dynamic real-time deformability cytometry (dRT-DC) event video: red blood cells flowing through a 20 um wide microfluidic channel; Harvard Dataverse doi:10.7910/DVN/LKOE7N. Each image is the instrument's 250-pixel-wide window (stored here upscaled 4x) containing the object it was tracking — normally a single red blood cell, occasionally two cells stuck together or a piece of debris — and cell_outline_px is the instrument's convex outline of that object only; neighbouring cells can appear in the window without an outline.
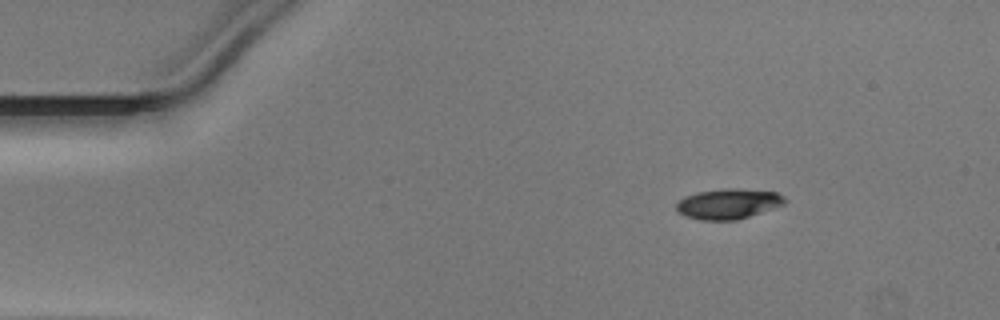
{"species": "Egyptian fruit bat (a non-hibernating species)", "species_latin": "Rousettus aegyptiacus", "temperature_condition": "warm", "stored_images_in_passage": 44, "camera_frame_rate_fps": 3000, "um_per_image_px": 0.085, "animal": {"sex": "male"}, "frame": {"image": 1, "passage_image": 1, "time_ms": 0.0, "image_size_px": [1000, 320], "cell_outline_px": [[788, 200], [784, 204], [736, 220], [700, 220], [684, 216], [676, 212], [676, 204], [684, 196], [696, 192], [724, 188], [736, 188], [776, 192], [784, 196]], "centroid_in_image_um": [61.86, 17.32], "position_along_channel_um": 23.1, "area_um2": 19.19}}
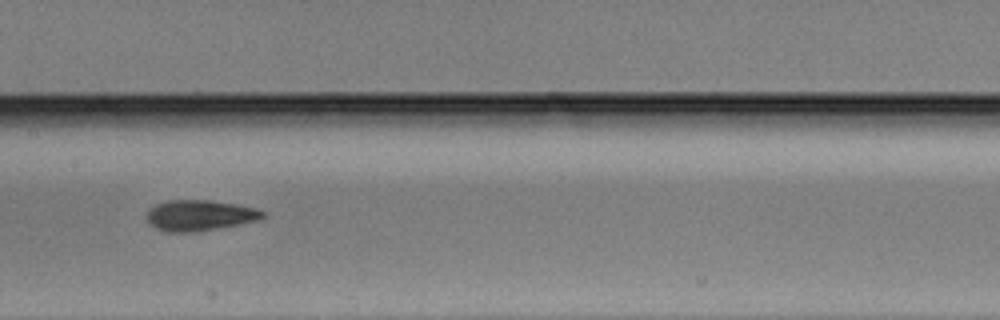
{"frame": {"image": 2, "passage_image": 19, "time_ms": 6.0, "image_size_px": [1000, 320], "cell_outline_px": [[264, 216], [260, 220], [240, 224], [196, 232], [168, 232], [156, 228], [148, 220], [148, 212], [156, 204], [168, 200], [208, 200], [236, 204], [256, 208], [264, 212]], "centroid_in_image_um": [17.01, 18.31], "position_along_channel_um": 190.4, "area_um2": 20.58}}
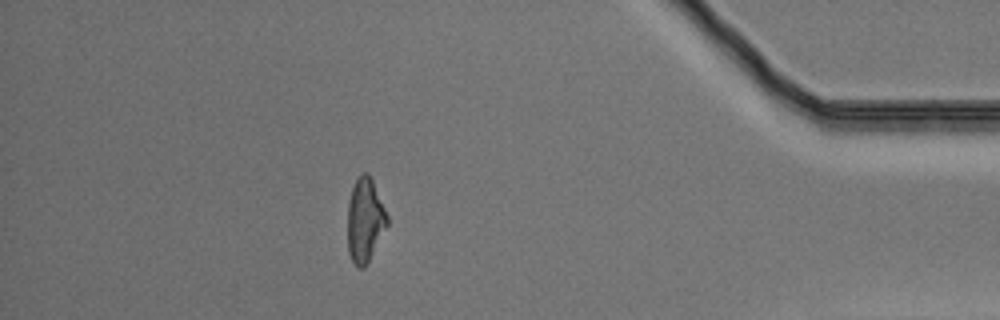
{"frame": {"image": 3, "passage_image": 38, "time_ms": 12.333, "image_size_px": [1000, 320], "cell_outline_px": [[388, 224], [368, 264], [364, 268], [360, 268], [352, 260], [348, 252], [348, 204], [352, 188], [356, 180], [364, 172], [368, 172], [372, 180], [388, 216]], "centroid_in_image_um": [31.03, 18.75], "position_along_channel_um": 404.2, "area_um2": 19.25}}